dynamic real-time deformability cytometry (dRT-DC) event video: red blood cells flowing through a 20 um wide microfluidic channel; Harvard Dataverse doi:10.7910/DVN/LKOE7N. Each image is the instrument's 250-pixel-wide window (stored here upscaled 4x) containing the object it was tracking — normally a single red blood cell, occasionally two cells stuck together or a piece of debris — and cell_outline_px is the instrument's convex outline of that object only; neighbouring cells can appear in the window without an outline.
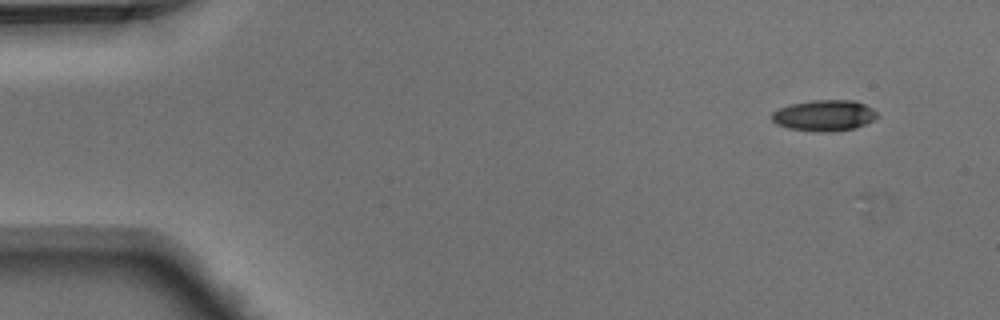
{"species": "Egyptian fruit bat (a non-hibernating species)", "species_latin": "Rousettus aegyptiacus", "temperature_condition": "warm", "stored_images_in_passage": 5, "camera_frame_rate_fps": 3000, "um_per_image_px": 0.085, "animal": {"sex": "male"}, "frame": {"image": 1, "passage_image": 1, "time_ms": 0.0, "image_size_px": [1000, 320], "cell_outline_px": [[880, 116], [856, 128], [828, 132], [820, 132], [788, 128], [776, 124], [772, 120], [772, 112], [788, 104], [812, 100], [856, 100], [872, 108]], "centroid_in_image_um": [70.06, 9.81], "position_along_channel_um": 14.9, "area_um2": 19.13}}
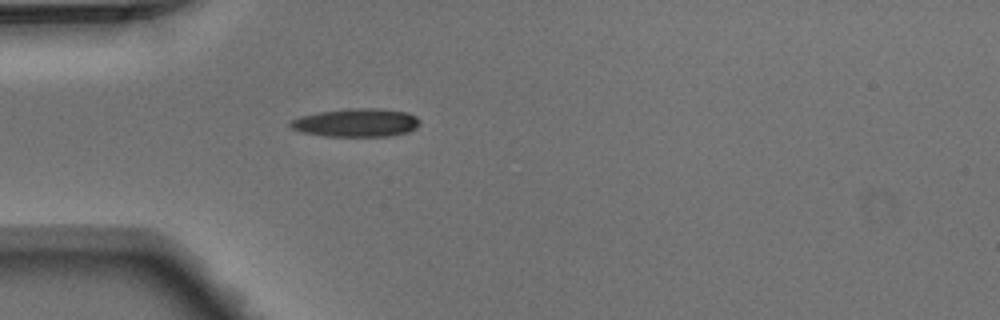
{"frame": {"image": 2, "passage_image": 3, "time_ms": 0.667, "image_size_px": [1000, 320], "cell_outline_px": [[420, 124], [416, 128], [408, 132], [388, 136], [324, 136], [300, 132], [292, 128], [288, 124], [288, 120], [300, 116], [320, 112], [352, 108], [380, 108], [408, 112], [416, 116], [420, 120]], "centroid_in_image_um": [30.28, 10.42], "position_along_channel_um": 54.7, "area_um2": 21.56}}